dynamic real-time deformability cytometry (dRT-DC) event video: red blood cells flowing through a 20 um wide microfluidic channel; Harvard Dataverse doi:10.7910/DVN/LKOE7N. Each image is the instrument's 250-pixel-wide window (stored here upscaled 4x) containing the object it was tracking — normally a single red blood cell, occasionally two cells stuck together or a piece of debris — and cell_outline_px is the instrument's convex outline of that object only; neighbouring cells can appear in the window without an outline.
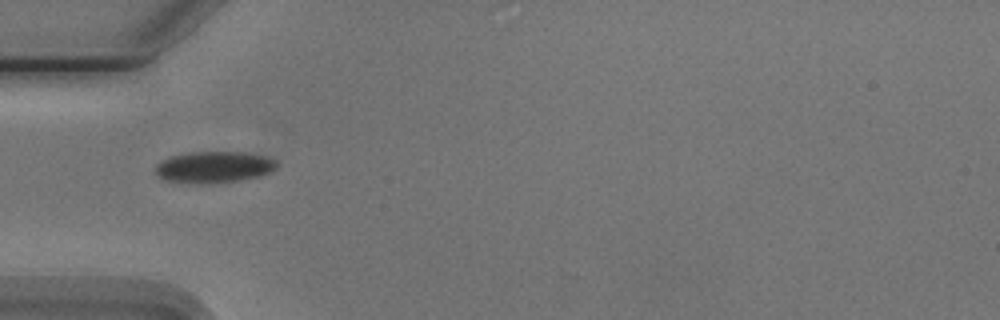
{"species": "Egyptian fruit bat (a non-hibernating species)", "species_latin": "Rousettus aegyptiacus", "temperature_condition": "cold", "stored_images_in_passage": 5, "camera_frame_rate_fps": 3000, "um_per_image_px": 0.085, "animal": {"sex": "male"}, "frame": {"image": 1, "passage_image": 1, "time_ms": 0.0, "image_size_px": [1000, 320], "cell_outline_px": [[276, 168], [268, 172], [256, 176], [236, 180], [200, 184], [164, 180], [156, 172], [156, 164], [160, 160], [168, 156], [192, 152], [244, 152], [268, 156], [276, 160]], "centroid_in_image_um": [18.14, 14.18], "position_along_channel_um": 66.9, "area_um2": 22.02}}
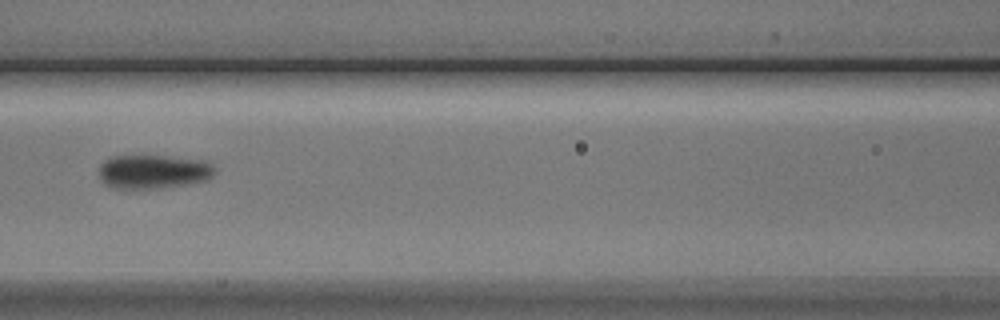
{"frame": {"image": 2, "passage_image": 3, "time_ms": 2.333, "image_size_px": [1000, 320], "cell_outline_px": [[216, 172], [208, 180], [188, 184], [160, 188], [116, 188], [104, 184], [100, 180], [100, 164], [108, 156], [164, 156], [204, 160], [212, 164], [216, 168]], "centroid_in_image_um": [13.05, 14.59], "position_along_channel_um": 153.6, "area_um2": 23.06}}
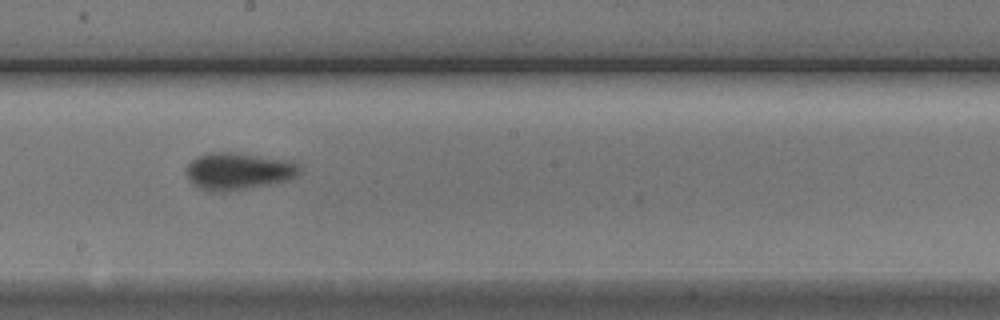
{"frame": {"image": 3, "passage_image": 5, "time_ms": 4.333, "image_size_px": [1000, 320], "cell_outline_px": [[300, 172], [296, 176], [288, 180], [228, 192], [208, 192], [192, 184], [184, 168], [196, 156], [212, 152], [232, 152], [288, 160], [300, 164]], "centroid_in_image_um": [20.22, 14.56], "position_along_channel_um": 228.0, "area_um2": 24.62}}